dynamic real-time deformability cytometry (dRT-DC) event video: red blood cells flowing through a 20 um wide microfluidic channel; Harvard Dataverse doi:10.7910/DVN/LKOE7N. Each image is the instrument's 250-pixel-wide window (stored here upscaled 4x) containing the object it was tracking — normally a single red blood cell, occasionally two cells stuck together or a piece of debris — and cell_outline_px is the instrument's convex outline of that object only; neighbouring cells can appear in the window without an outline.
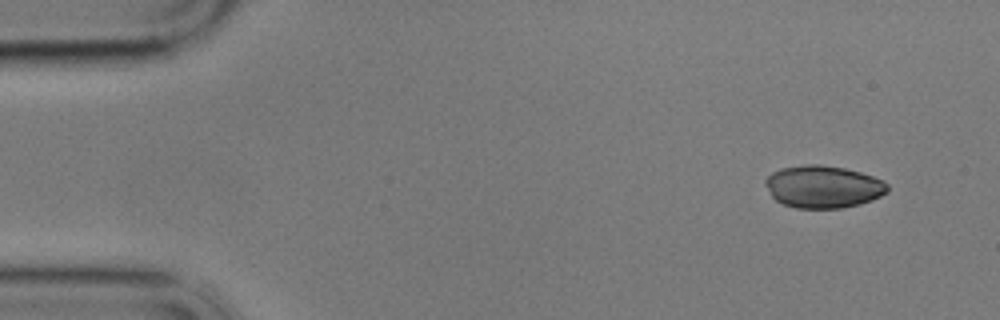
{"species": "common noctule bat (a hibernating species)", "species_latin": "Nyctalus noctula", "temperature_condition": "cold", "stored_images_in_passage": 54, "camera_frame_rate_fps": 3000, "um_per_image_px": 0.085, "animal": {"sex": "male", "body_mass_g": 17.9}, "frame": {"image": 1, "passage_image": 1, "time_ms": 0.0, "image_size_px": [1000, 320], "cell_outline_px": [[888, 192], [872, 200], [860, 204], [840, 208], [796, 208], [784, 204], [776, 200], [772, 196], [764, 184], [764, 180], [772, 172], [780, 168], [804, 164], [820, 164], [844, 168], [860, 172], [884, 180], [888, 184]], "centroid_in_image_um": [69.97, 15.86], "position_along_channel_um": 15.0, "area_um2": 30.35}}
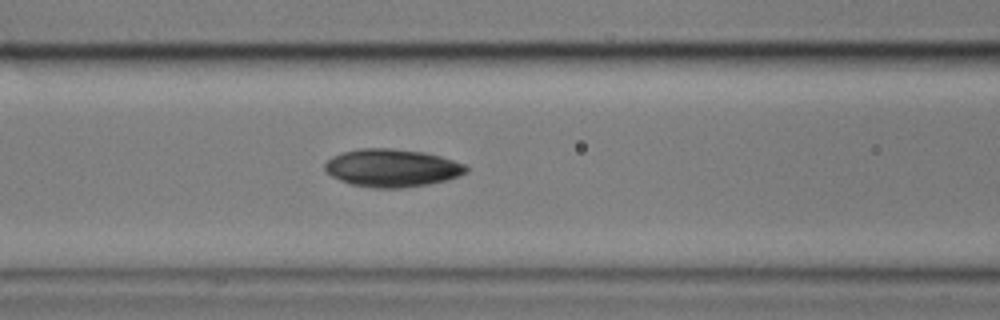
{"frame": {"image": 2, "passage_image": 20, "time_ms": 6.333, "image_size_px": [1000, 320], "cell_outline_px": [[468, 172], [460, 176], [448, 180], [428, 184], [400, 188], [372, 188], [352, 184], [340, 180], [332, 176], [324, 168], [324, 164], [332, 156], [344, 152], [360, 148], [392, 148], [424, 152], [440, 156], [464, 164], [468, 168]], "centroid_in_image_um": [33.34, 14.27], "position_along_channel_um": 133.3, "area_um2": 31.15}}
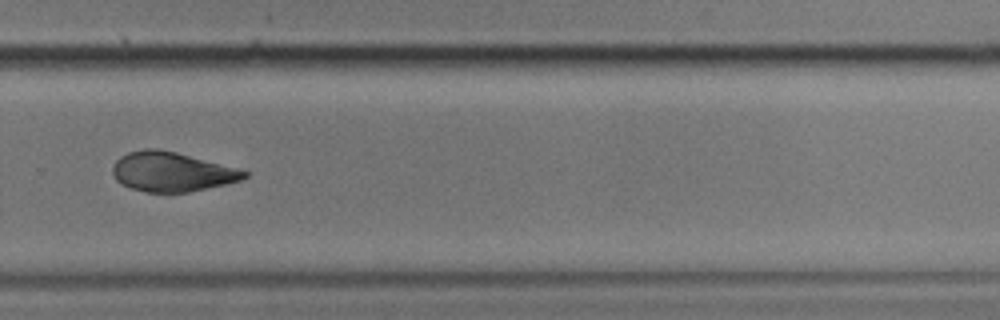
{"frame": {"image": 3, "passage_image": 36, "time_ms": 11.667, "image_size_px": [1000, 320], "cell_outline_px": [[248, 176], [240, 180], [228, 184], [188, 192], [144, 192], [120, 184], [116, 180], [112, 172], [112, 168], [116, 160], [120, 156], [128, 152], [144, 148], [156, 148], [176, 152], [236, 168], [248, 172]], "centroid_in_image_um": [14.57, 14.6], "position_along_channel_um": 315.2, "area_um2": 30.23}}